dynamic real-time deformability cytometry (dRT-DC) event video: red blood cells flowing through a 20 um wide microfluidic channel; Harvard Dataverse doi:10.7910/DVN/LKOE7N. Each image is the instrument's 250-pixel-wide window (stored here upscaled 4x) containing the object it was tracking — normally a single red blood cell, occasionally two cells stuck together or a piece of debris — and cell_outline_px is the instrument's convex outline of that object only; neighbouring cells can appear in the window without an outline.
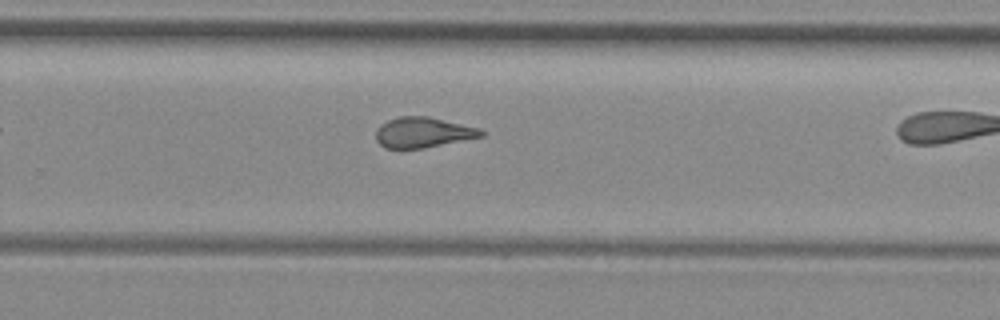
{"species": "common noctule bat (a hibernating species)", "species_latin": "Nyctalus noctula", "temperature_condition": "room temperature", "stored_images_in_passage": 27, "camera_frame_rate_fps": 3000, "um_per_image_px": 0.085, "animal": {"sex": "female", "body_mass_g": 29.2, "forearm_length_mm": 56.3}, "frame": {"image": 1, "passage_image": 20, "time_ms": 6.333, "image_size_px": [1000, 320], "cell_outline_px": [[484, 136], [424, 148], [384, 148], [376, 140], [376, 132], [380, 124], [388, 120], [400, 116], [428, 116], [480, 128], [484, 132]], "centroid_in_image_um": [35.95, 11.25], "position_along_channel_um": 293.8, "area_um2": 18.61}}
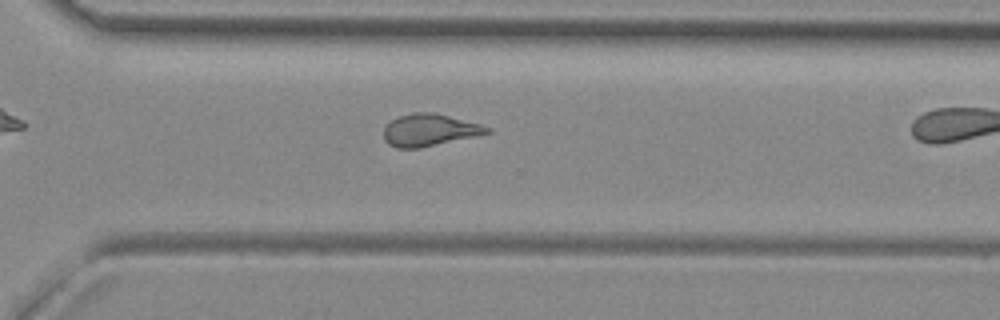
{"frame": {"image": 2, "passage_image": 23, "time_ms": 7.333, "image_size_px": [1000, 320], "cell_outline_px": [[492, 132], [476, 136], [420, 148], [396, 148], [388, 144], [384, 140], [384, 128], [392, 120], [400, 116], [412, 112], [436, 112], [480, 124], [492, 128]], "centroid_in_image_um": [36.52, 11.05], "position_along_channel_um": 334.1, "area_um2": 19.42}}